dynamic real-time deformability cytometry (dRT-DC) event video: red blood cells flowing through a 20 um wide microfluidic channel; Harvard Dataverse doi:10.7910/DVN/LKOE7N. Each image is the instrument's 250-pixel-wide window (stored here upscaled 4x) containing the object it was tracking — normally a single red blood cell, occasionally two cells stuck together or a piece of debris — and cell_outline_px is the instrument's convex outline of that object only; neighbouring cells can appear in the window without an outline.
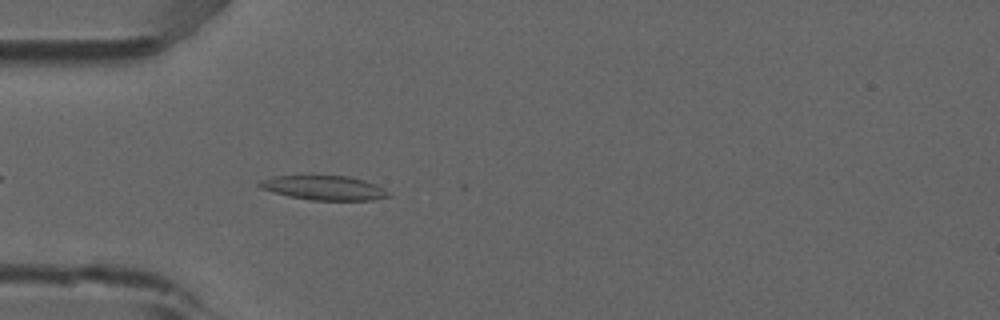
{"species": "common noctule bat (a hibernating species)", "species_latin": "Nyctalus noctula", "temperature_condition": "room temperature", "stored_images_in_passage": 4, "camera_frame_rate_fps": 3000, "um_per_image_px": 0.085, "animal": {"sex": "male", "forearm_length_mm": 52.5}, "frame": {"image": 1, "passage_image": 4, "time_ms": 1.0, "image_size_px": [1000, 320], "cell_outline_px": [[392, 196], [372, 200], [312, 200], [288, 196], [260, 188], [256, 184], [260, 180], [272, 176], [348, 176], [364, 180], [376, 184], [384, 188]], "centroid_in_image_um": [27.54, 15.97], "position_along_channel_um": 57.5, "area_um2": 18.32}}